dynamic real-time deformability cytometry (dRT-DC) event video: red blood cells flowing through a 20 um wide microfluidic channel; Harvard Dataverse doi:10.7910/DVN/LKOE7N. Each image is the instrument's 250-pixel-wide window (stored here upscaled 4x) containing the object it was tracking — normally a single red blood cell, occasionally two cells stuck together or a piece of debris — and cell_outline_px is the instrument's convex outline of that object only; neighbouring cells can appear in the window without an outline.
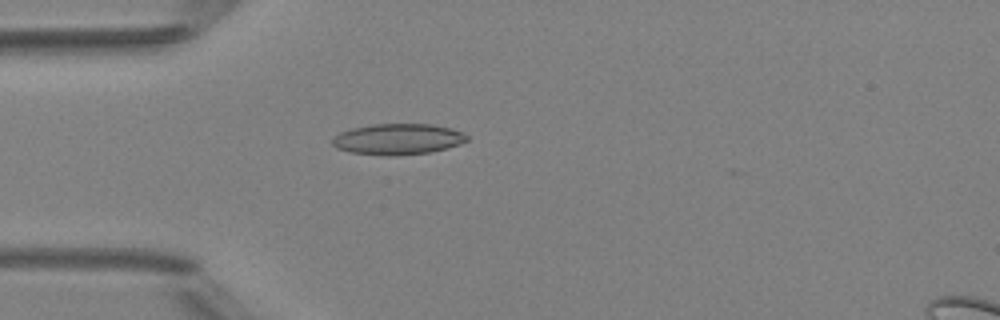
{"species": "Egyptian fruit bat (a non-hibernating species)", "species_latin": "Rousettus aegyptiacus", "temperature_condition": "room temperature", "stored_images_in_passage": 2, "camera_frame_rate_fps": 3000, "um_per_image_px": 0.085, "animal": {"sex": "female"}, "frame": {"image": 1, "passage_image": 2, "time_ms": 1.0, "image_size_px": [1000, 320], "cell_outline_px": [[468, 140], [460, 144], [428, 152], [392, 156], [388, 156], [352, 152], [336, 148], [332, 144], [332, 140], [340, 132], [352, 128], [372, 124], [432, 124], [452, 128], [468, 136]], "centroid_in_image_um": [33.81, 11.82], "position_along_channel_um": 51.2, "area_um2": 24.04}}